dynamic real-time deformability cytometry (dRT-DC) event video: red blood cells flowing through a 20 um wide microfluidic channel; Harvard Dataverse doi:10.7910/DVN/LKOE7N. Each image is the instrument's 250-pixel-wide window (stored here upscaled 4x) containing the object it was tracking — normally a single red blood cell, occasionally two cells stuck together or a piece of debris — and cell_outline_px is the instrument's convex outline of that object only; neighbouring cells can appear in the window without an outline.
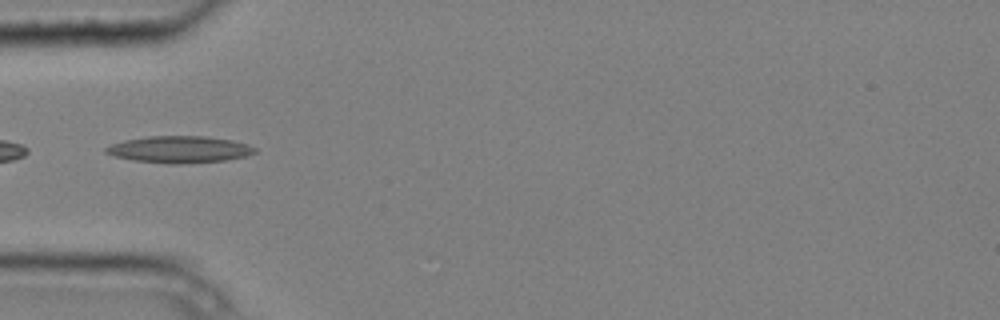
{"species": "common noctule bat (a hibernating species)", "species_latin": "Nyctalus noctula", "temperature_condition": "cold", "stored_images_in_passage": 5, "camera_frame_rate_fps": 3000, "um_per_image_px": 0.085, "animal": {"sex": "male", "body_mass_g": 20.4}, "frame": {"image": 1, "passage_image": 5, "time_ms": 1.333, "image_size_px": [1000, 320], "cell_outline_px": [[256, 152], [244, 156], [224, 160], [180, 164], [168, 164], [132, 160], [116, 156], [104, 152], [104, 148], [112, 144], [128, 140], [148, 136], [204, 136], [232, 140], [248, 144], [256, 148]], "centroid_in_image_um": [15.25, 12.7], "position_along_channel_um": 69.7, "area_um2": 23.06}}